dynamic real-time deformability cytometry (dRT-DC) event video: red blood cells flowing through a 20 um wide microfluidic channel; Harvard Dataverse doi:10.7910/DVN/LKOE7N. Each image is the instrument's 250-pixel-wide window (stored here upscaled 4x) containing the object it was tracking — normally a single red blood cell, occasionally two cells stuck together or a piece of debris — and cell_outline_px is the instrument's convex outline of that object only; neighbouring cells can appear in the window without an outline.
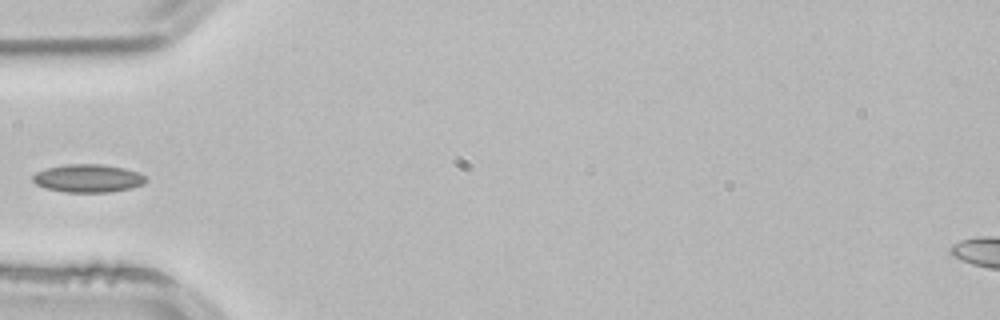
{"species": "common noctule bat (a hibernating species)", "species_latin": "Nyctalus noctula", "temperature_condition": "room temperature", "stored_images_in_passage": 3, "camera_frame_rate_fps": 3000, "um_per_image_px": 0.085, "animal": {"sex": "male", "body_mass_g": 21.5, "forearm_length_mm": 52.0}, "frame": {"image": 1, "passage_image": 3, "time_ms": 0.667, "image_size_px": [1000, 320], "cell_outline_px": [[148, 180], [144, 184], [132, 188], [108, 192], [64, 192], [44, 188], [36, 184], [32, 180], [32, 176], [36, 172], [48, 168], [64, 164], [100, 164], [124, 168], [136, 172], [144, 176]], "centroid_in_image_um": [7.47, 15.16], "position_along_channel_um": 77.5, "area_um2": 18.5}}